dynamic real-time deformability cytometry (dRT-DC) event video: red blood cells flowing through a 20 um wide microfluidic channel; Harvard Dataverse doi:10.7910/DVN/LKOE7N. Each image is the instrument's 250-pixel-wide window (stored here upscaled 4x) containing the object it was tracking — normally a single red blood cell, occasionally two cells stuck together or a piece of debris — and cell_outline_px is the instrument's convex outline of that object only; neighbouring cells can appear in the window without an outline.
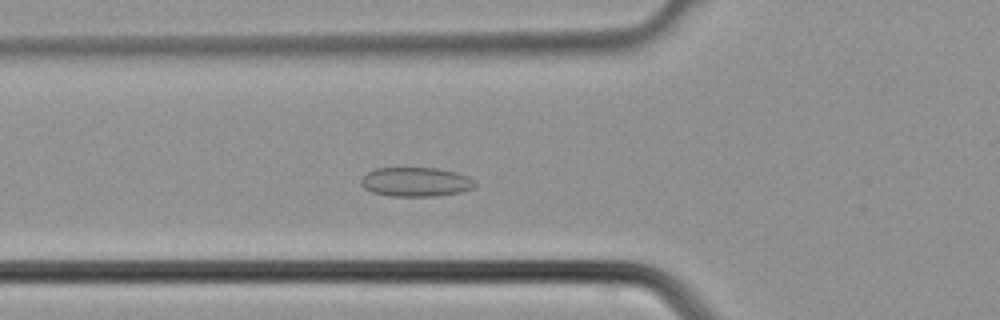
{"species": "common noctule bat (a hibernating species)", "species_latin": "Nyctalus noctula", "temperature_condition": "cold", "stored_images_in_passage": 38, "camera_frame_rate_fps": 3000, "um_per_image_px": 0.085, "animal": {"sex": "male", "body_mass_g": 21.5, "forearm_length_mm": 52.0}, "frame": {"image": 1, "passage_image": 13, "time_ms": 4.0, "image_size_px": [1000, 320], "cell_outline_px": [[476, 184], [472, 188], [460, 192], [432, 196], [392, 196], [372, 192], [364, 188], [360, 184], [360, 180], [368, 172], [376, 168], [436, 168], [456, 172], [468, 176], [476, 180]], "centroid_in_image_um": [35.34, 15.46], "position_along_channel_um": 90.5, "area_um2": 19.36}}
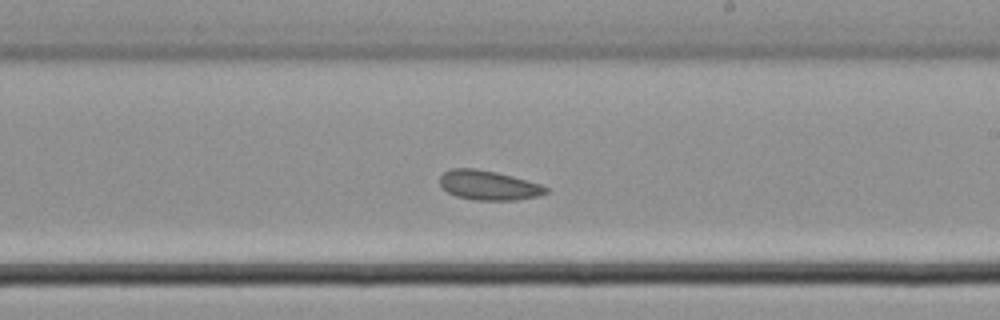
{"frame": {"image": 2, "passage_image": 22, "time_ms": 7.0, "image_size_px": [1000, 320], "cell_outline_px": [[548, 192], [540, 196], [516, 200], [476, 200], [456, 196], [448, 192], [440, 184], [440, 176], [444, 172], [452, 168], [476, 168], [496, 172], [512, 176], [540, 184], [548, 188]], "centroid_in_image_um": [41.54, 15.75], "position_along_channel_um": 247.5, "area_um2": 18.21}}
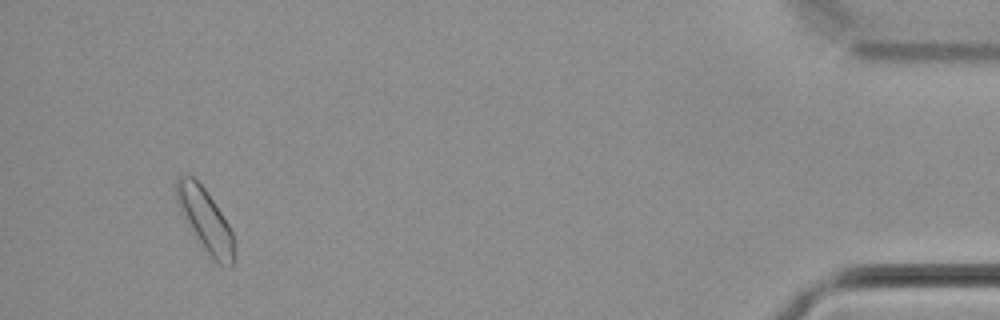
{"frame": {"image": 3, "passage_image": 36, "time_ms": 11.667, "image_size_px": [1000, 320], "cell_outline_px": [[232, 268], [216, 264], [212, 260], [180, 212], [176, 200], [176, 180], [180, 176], [192, 176], [204, 188], [228, 224], [232, 232]], "centroid_in_image_um": [17.42, 18.71], "position_along_channel_um": 417.8, "area_um2": 20.35}}